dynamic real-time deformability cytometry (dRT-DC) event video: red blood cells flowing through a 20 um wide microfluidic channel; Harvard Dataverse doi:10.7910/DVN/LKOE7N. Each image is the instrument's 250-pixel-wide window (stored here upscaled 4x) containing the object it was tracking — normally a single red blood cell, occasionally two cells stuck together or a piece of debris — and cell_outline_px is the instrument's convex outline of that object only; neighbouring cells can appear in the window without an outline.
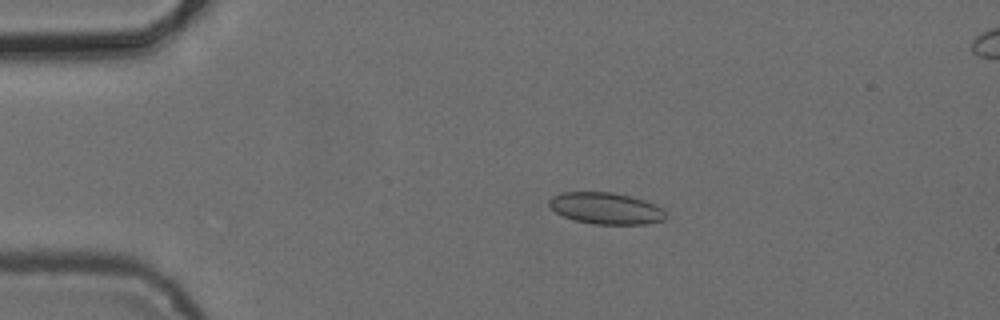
{"species": "common noctule bat (a hibernating species)", "species_latin": "Nyctalus noctula", "temperature_condition": "cold", "stored_images_in_passage": 4, "camera_frame_rate_fps": 3000, "um_per_image_px": 0.085, "animal": {"sex": "female", "body_mass_g": 24.6, "forearm_length_mm": 56.2}, "frame": {"image": 1, "passage_image": 3, "time_ms": 2.333, "image_size_px": [1000, 320], "cell_outline_px": [[668, 216], [664, 220], [648, 224], [592, 224], [576, 220], [564, 216], [556, 212], [548, 204], [548, 200], [552, 196], [564, 192], [612, 192], [644, 200], [660, 208]], "centroid_in_image_um": [51.49, 17.71], "position_along_channel_um": 33.5, "area_um2": 21.27}}